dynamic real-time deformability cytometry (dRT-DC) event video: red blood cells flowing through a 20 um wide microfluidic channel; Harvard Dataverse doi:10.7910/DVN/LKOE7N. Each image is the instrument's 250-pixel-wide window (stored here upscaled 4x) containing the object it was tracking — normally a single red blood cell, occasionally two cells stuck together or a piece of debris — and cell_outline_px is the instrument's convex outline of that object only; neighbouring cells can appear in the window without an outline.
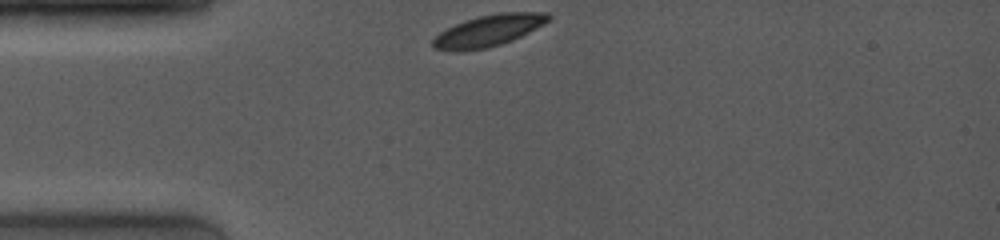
{"species": "common noctule bat (a hibernating species)", "species_latin": "Nyctalus noctula", "temperature_condition": "room temperature", "stored_images_in_passage": 31, "camera_frame_rate_fps": 4000, "um_per_image_px": 0.085, "animal": {"sex": "female", "body_mass_g": 19.0, "forearm_length_mm": 53.3}, "frame": {"image": 1, "passage_image": 1, "time_ms": 0.0, "image_size_px": [1000, 240], "cell_outline_px": [[552, 20], [512, 40], [488, 48], [464, 52], [452, 52], [432, 48], [432, 40], [440, 32], [464, 20], [480, 16], [504, 12], [548, 12], [552, 16]], "centroid_in_image_um": [41.52, 2.62], "position_along_channel_um": 43.5, "area_um2": 21.39}}
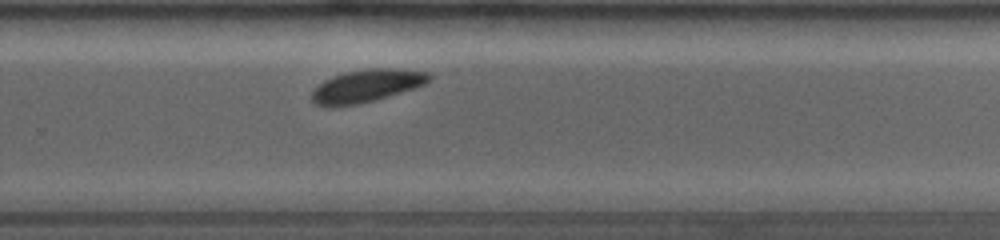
{"frame": {"image": 2, "passage_image": 23, "time_ms": 7.0, "image_size_px": [1000, 240], "cell_outline_px": [[432, 80], [424, 84], [388, 96], [360, 104], [336, 108], [324, 108], [316, 104], [312, 100], [312, 92], [324, 80], [332, 76], [348, 72], [368, 68], [400, 68], [432, 72]], "centroid_in_image_um": [31.17, 7.31], "position_along_channel_um": 298.6, "area_um2": 22.66}}
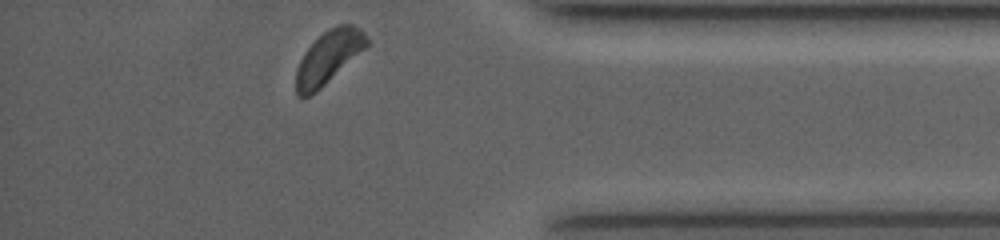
{"frame": {"image": 3, "passage_image": 31, "time_ms": 10.0, "image_size_px": [1000, 240], "cell_outline_px": [[368, 44], [364, 48], [316, 92], [300, 100], [296, 96], [296, 68], [304, 52], [328, 28], [340, 24], [352, 24], [360, 28], [364, 32], [368, 40]], "centroid_in_image_um": [27.88, 4.88], "position_along_channel_um": 407.3, "area_um2": 21.39}, "authors_computed_cell_mechanics": {"area_um2": 22.6576, "velocity_mm_per_s": 3.963, "shape_relaxation_time_tau1_ms": 1.419, "shape_relaxation_time_tau2_ms": null, "deformation_change_tau1": 0.0715, "deformation_change_tau2": null}}